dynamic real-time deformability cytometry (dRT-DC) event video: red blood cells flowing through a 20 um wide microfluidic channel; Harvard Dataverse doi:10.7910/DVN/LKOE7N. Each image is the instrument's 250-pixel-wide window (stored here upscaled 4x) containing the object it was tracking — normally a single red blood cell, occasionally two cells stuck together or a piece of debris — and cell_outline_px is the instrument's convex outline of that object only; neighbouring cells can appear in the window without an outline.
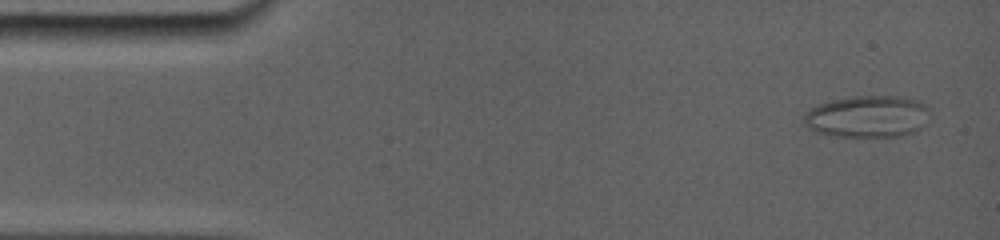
{"species": "common noctule bat (a hibernating species)", "species_latin": "Nyctalus noctula", "temperature_condition": "room temperature", "stored_images_in_passage": 30, "camera_frame_rate_fps": 5000, "um_per_image_px": 0.085, "animal": {"sex": "female", "body_mass_g": 19.0, "forearm_length_mm": 56.7}, "frame": {"image": 1, "passage_image": 2, "time_ms": 0.4, "image_size_px": [1000, 240], "cell_outline_px": [[924, 108], [908, 132], [884, 136], [844, 136], [824, 132], [812, 128], [808, 124], [804, 116], [812, 108], [820, 104], [836, 100], [856, 96], [896, 96], [912, 100], [924, 104]], "centroid_in_image_um": [73.56, 9.86], "position_along_channel_um": 11.4, "area_um2": 27.69}}
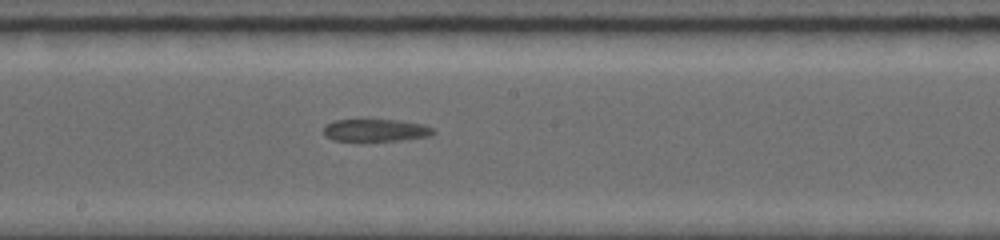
{"frame": {"image": 2, "passage_image": 18, "time_ms": 8.6, "image_size_px": [1000, 240], "cell_outline_px": [[436, 132], [428, 136], [400, 140], [332, 140], [324, 132], [324, 128], [328, 124], [336, 120], [396, 120], [420, 124], [432, 128]], "centroid_in_image_um": [31.95, 11.07], "position_along_channel_um": 216.3, "area_um2": 13.76}}
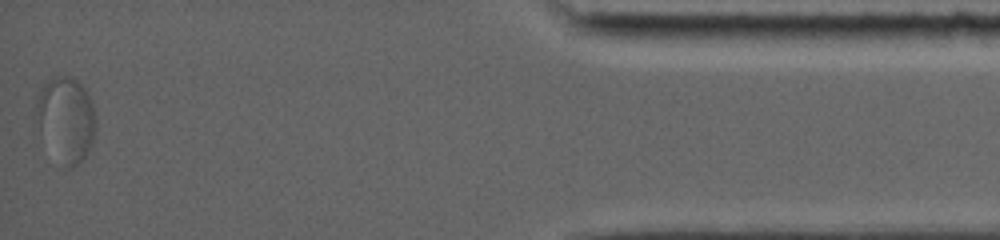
{"frame": {"image": 3, "passage_image": 30, "time_ms": 16.0, "image_size_px": [1000, 240], "cell_outline_px": [[96, 132], [88, 152], [76, 164], [68, 168], [64, 168], [40, 132], [36, 112], [36, 100], [40, 88], [48, 80], [56, 76], [64, 76], [76, 80], [84, 88], [92, 104]], "centroid_in_image_um": [5.6, 10.12], "position_along_channel_um": 429.6, "area_um2": 28.84}}